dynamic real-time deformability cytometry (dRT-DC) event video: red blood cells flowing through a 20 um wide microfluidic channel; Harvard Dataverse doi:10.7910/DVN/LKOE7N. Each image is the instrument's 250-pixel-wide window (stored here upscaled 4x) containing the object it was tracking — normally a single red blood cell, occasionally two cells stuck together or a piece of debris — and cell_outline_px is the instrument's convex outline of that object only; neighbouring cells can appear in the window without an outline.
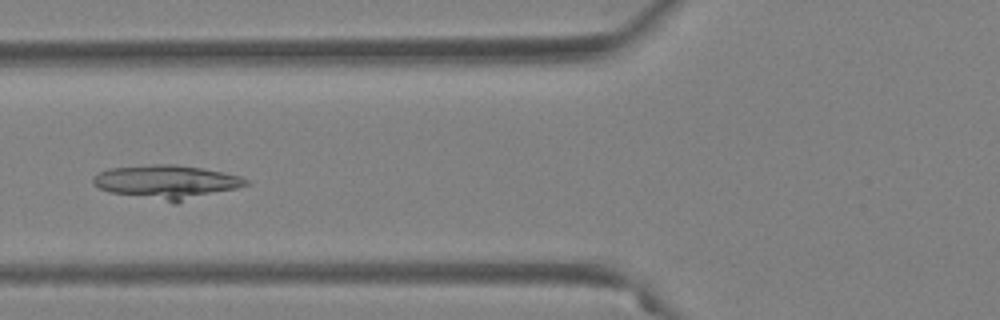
{"species": "Egyptian fruit bat (a non-hibernating species)", "species_latin": "Rousettus aegyptiacus", "temperature_condition": "warm", "stored_images_in_passage": 55, "camera_frame_rate_fps": 3000, "um_per_image_px": 0.085, "animal": {"sex": "female"}, "frame": {"image": 1, "passage_image": 21, "time_ms": 6.667, "image_size_px": [1000, 320], "cell_outline_px": [[252, 184], [176, 204], [172, 204], [108, 192], [100, 188], [92, 180], [92, 176], [108, 168], [152, 164], [176, 164], [224, 172], [240, 176], [252, 180]], "centroid_in_image_um": [14.21, 15.48], "position_along_channel_um": 111.6, "area_um2": 30.69}}
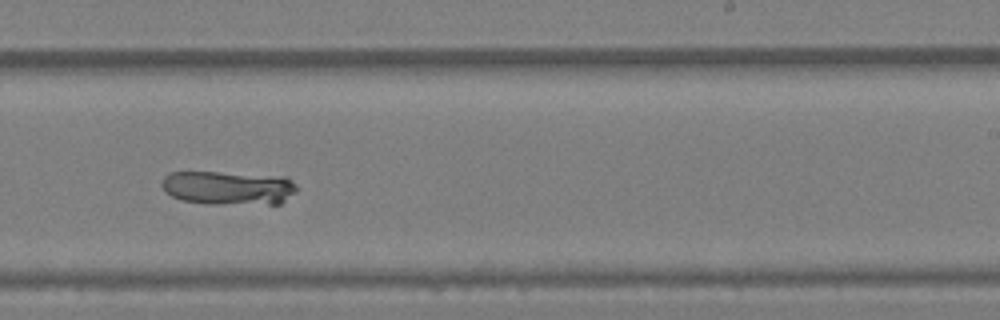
{"frame": {"image": 2, "passage_image": 34, "time_ms": 11.0, "image_size_px": [1000, 320], "cell_outline_px": [[296, 192], [280, 204], [208, 204], [180, 200], [172, 196], [160, 184], [164, 176], [172, 172], [216, 172], [288, 176], [296, 184]], "centroid_in_image_um": [19.45, 15.97], "position_along_channel_um": 269.6, "area_um2": 26.93}}
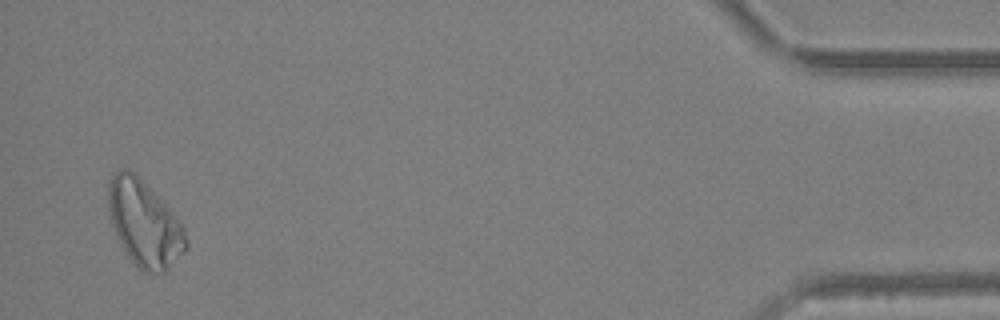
{"frame": {"image": 3, "passage_image": 53, "time_ms": 17.333, "image_size_px": [1000, 320], "cell_outline_px": [[188, 248], [164, 272], [144, 272], [132, 260], [116, 236], [112, 224], [108, 208], [108, 184], [112, 176], [116, 172], [124, 168], [128, 168], [140, 176], [172, 212], [184, 228], [188, 240]], "centroid_in_image_um": [12.27, 18.97], "position_along_channel_um": 422.9, "area_um2": 38.49}}